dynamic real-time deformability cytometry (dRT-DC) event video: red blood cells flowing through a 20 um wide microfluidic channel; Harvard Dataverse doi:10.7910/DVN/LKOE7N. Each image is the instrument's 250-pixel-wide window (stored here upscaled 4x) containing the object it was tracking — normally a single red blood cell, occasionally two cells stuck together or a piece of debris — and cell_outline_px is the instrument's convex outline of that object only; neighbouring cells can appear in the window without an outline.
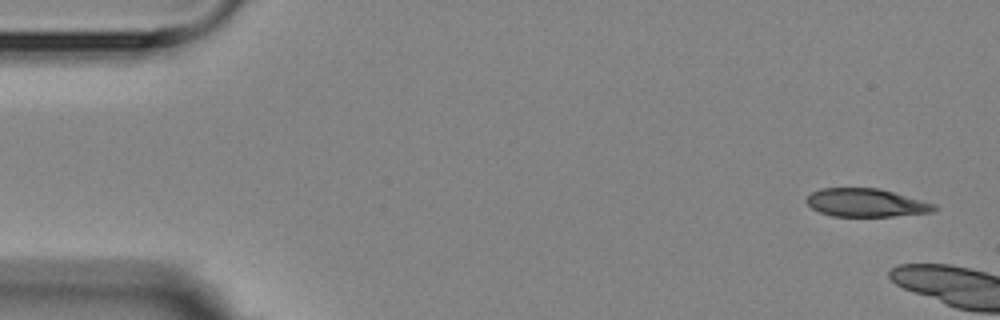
{"species": "Egyptian fruit bat (a non-hibernating species)", "species_latin": "Rousettus aegyptiacus", "temperature_condition": "room temperature", "stored_images_in_passage": 2, "camera_frame_rate_fps": 3000, "um_per_image_px": 0.085, "animal": {"sex": "female"}, "frame": {"image": 1, "passage_image": 1, "time_ms": 0.0, "image_size_px": [1000, 320], "cell_outline_px": [[940, 208], [932, 212], [892, 216], [832, 216], [820, 212], [812, 208], [804, 200], [812, 192], [820, 188], [880, 188], [936, 204]], "centroid_in_image_um": [73.63, 17.23], "position_along_channel_um": 11.4, "area_um2": 21.04}}